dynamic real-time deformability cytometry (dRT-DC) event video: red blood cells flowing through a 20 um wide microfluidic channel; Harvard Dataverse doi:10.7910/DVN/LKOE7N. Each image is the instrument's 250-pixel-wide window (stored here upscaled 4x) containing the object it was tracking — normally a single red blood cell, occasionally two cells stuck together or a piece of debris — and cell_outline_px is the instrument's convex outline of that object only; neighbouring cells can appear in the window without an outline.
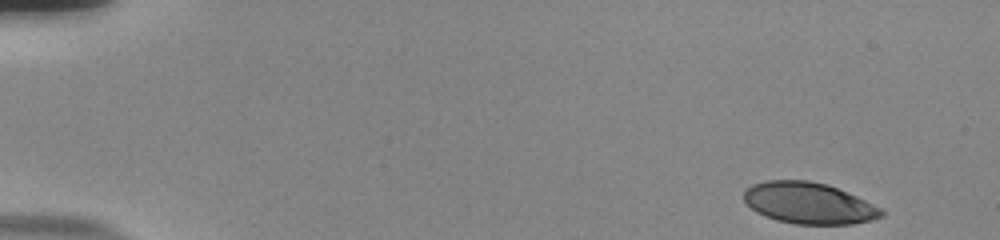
{"species": "human", "species_latin": "Homo sapiens", "temperature_condition": "room temperature", "stored_images_in_passage": 53, "camera_frame_rate_fps": 3000, "um_per_image_px": 0.085, "donor": {"sex": "male"}, "frame": {"image": 1, "passage_image": 1, "time_ms": 0.0, "image_size_px": [1000, 240], "cell_outline_px": [[884, 216], [872, 220], [852, 224], [796, 224], [776, 220], [764, 216], [756, 212], [744, 200], [744, 192], [752, 184], [768, 180], [808, 180], [824, 184], [836, 188], [856, 196], [880, 208], [884, 212]], "centroid_in_image_um": [68.73, 17.28], "position_along_channel_um": 16.3, "area_um2": 32.89}}
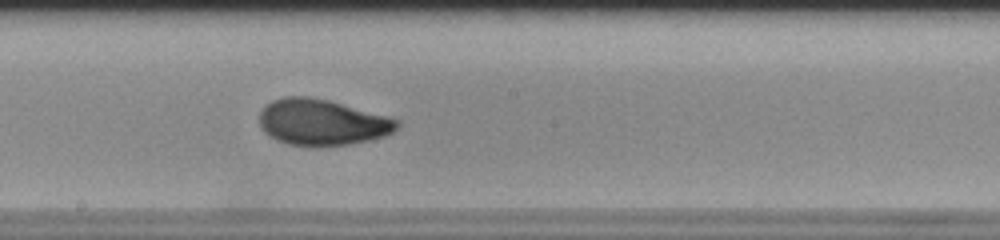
{"frame": {"image": 2, "passage_image": 29, "time_ms": 9.333, "image_size_px": [1000, 240], "cell_outline_px": [[400, 124], [392, 132], [384, 136], [368, 140], [348, 144], [316, 148], [312, 148], [288, 144], [276, 140], [264, 132], [260, 124], [260, 112], [272, 100], [284, 96], [308, 96], [328, 100], [400, 120]], "centroid_in_image_um": [27.34, 10.41], "position_along_channel_um": 220.9, "area_um2": 37.05}}
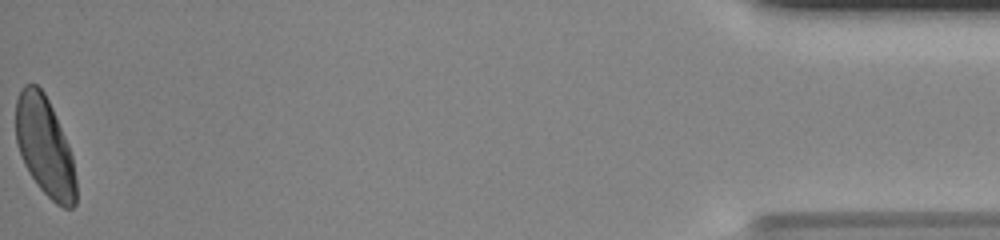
{"frame": {"image": 3, "passage_image": 53, "time_ms": 17.333, "image_size_px": [1000, 240], "cell_outline_px": [[76, 204], [72, 208], [64, 208], [56, 204], [36, 184], [24, 164], [16, 144], [16, 100], [20, 88], [24, 84], [36, 84], [44, 92], [52, 108], [68, 144], [72, 156], [76, 180]], "centroid_in_image_um": [3.8, 12.46], "position_along_channel_um": 431.4, "area_um2": 34.8}, "authors_computed_cell_mechanics": {"area_um2": 35.547, "velocity_mm_per_s": 3.721, "shape_relaxation_time_tau1_ms": 4.8497, "shape_relaxation_time_tau2_ms": 0.8955, "deformation_change_tau1": 0.1921, "deformation_change_tau2": 0.0591}}